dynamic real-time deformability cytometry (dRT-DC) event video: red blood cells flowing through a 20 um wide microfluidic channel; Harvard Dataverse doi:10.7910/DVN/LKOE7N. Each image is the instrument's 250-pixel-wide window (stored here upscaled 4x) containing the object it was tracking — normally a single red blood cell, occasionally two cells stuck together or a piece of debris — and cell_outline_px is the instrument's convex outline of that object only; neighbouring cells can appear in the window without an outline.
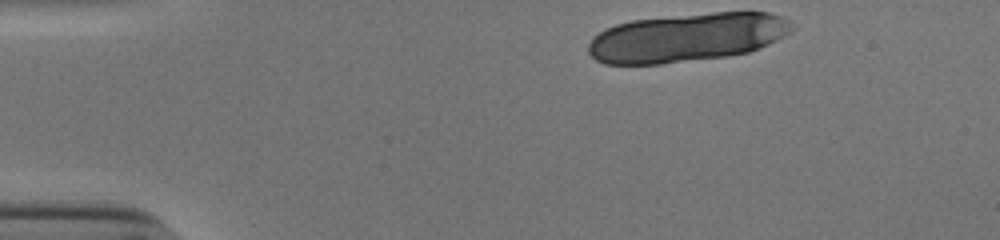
{"species": "human", "species_latin": "Homo sapiens", "temperature_condition": "cold", "stored_images_in_passage": 12, "camera_frame_rate_fps": 3000, "um_per_image_px": 0.085, "donor": {"sex": "male"}, "frame": {"image": 1, "passage_image": 1, "time_ms": 0.0, "image_size_px": [1000, 240], "cell_outline_px": [[796, 28], [784, 36], [760, 48], [748, 52], [728, 56], [660, 64], [604, 64], [596, 60], [588, 52], [588, 44], [592, 36], [604, 28], [616, 24], [632, 20], [712, 12], [768, 12], [780, 16], [788, 20]], "centroid_in_image_um": [58.37, 3.18], "position_along_channel_um": 26.6, "area_um2": 57.92}}